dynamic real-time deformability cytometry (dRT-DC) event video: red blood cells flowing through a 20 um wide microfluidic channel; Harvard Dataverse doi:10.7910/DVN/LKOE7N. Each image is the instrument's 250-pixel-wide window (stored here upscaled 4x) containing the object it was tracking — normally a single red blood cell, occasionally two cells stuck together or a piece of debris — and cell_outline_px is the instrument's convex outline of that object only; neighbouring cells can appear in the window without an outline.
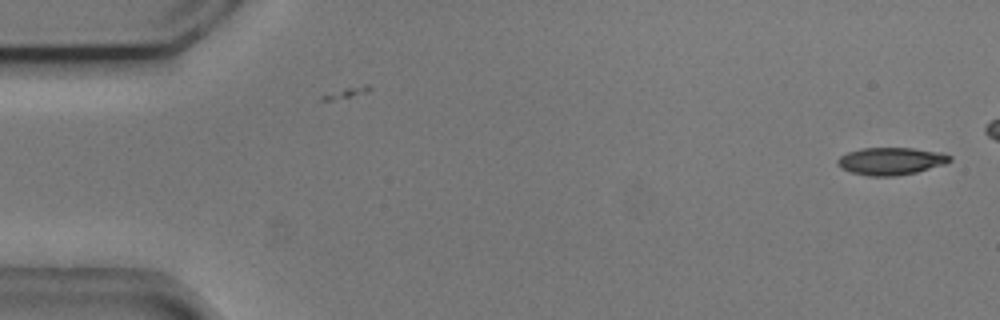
{"species": "common noctule bat (a hibernating species)", "species_latin": "Nyctalus noctula", "temperature_condition": "cold", "stored_images_in_passage": 46, "camera_frame_rate_fps": 3000, "um_per_image_px": 0.085, "animal": {"sex": "male", "body_mass_g": 20.5, "forearm_length_mm": 52.5}, "frame": {"image": 1, "passage_image": 1, "time_ms": 0.0, "image_size_px": [1000, 320], "cell_outline_px": [[952, 160], [944, 164], [916, 172], [896, 176], [868, 176], [852, 172], [840, 168], [836, 164], [836, 160], [840, 156], [848, 152], [860, 148], [912, 148], [944, 152], [952, 156]], "centroid_in_image_um": [75.73, 13.69], "position_along_channel_um": 9.3, "area_um2": 18.09}}
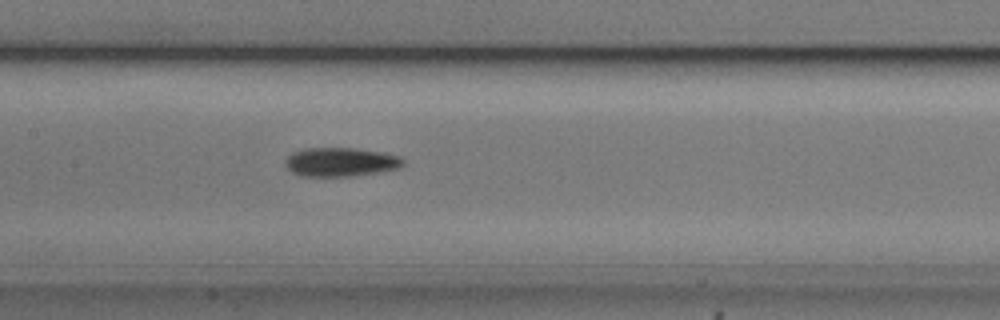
{"frame": {"image": 2, "passage_image": 25, "time_ms": 8.0, "image_size_px": [1000, 320], "cell_outline_px": [[404, 164], [400, 168], [352, 176], [304, 176], [292, 172], [284, 164], [284, 160], [292, 152], [304, 148], [356, 148], [384, 152], [400, 156], [404, 160]], "centroid_in_image_um": [28.96, 13.76], "position_along_channel_um": 178.4, "area_um2": 19.94}}
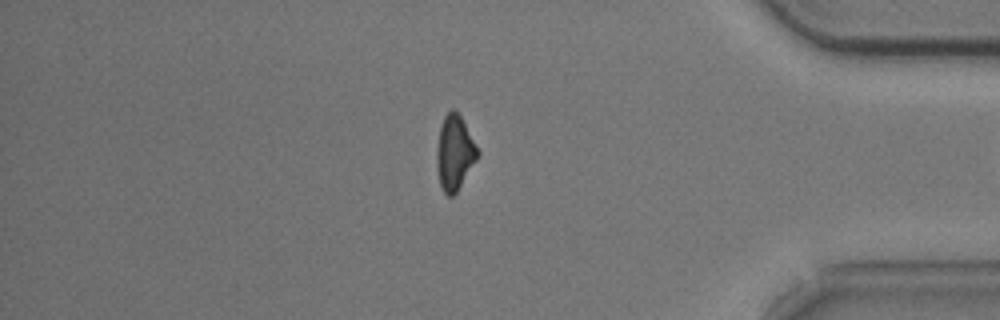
{"frame": {"image": 3, "passage_image": 45, "time_ms": 14.667, "image_size_px": [1000, 320], "cell_outline_px": [[480, 156], [456, 192], [452, 196], [448, 196], [444, 192], [440, 184], [436, 168], [436, 148], [440, 128], [444, 116], [452, 108], [460, 116], [480, 152]], "centroid_in_image_um": [38.64, 13.0], "position_along_channel_um": 396.6, "area_um2": 17.74}}